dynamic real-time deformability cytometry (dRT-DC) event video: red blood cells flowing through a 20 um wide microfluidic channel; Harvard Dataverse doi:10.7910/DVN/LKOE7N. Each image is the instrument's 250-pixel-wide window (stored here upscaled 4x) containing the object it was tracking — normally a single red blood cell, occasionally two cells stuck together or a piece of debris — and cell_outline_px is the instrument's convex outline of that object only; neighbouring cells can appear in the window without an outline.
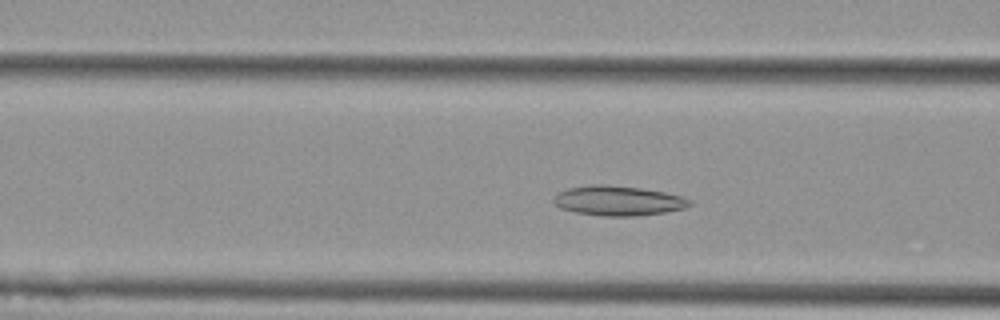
{"species": "Egyptian fruit bat (a non-hibernating species)", "species_latin": "Rousettus aegyptiacus", "temperature_condition": "cold", "stored_images_in_passage": 47, "camera_frame_rate_fps": 3000, "um_per_image_px": 0.085, "animal": {"sex": "female"}, "frame": {"image": 1, "passage_image": 14, "time_ms": 4.333, "image_size_px": [1000, 320], "cell_outline_px": [[692, 204], [684, 208], [664, 212], [636, 216], [600, 216], [576, 212], [560, 208], [552, 200], [552, 196], [556, 192], [568, 188], [592, 184], [608, 184], [640, 188], [664, 192], [680, 196], [692, 200]], "centroid_in_image_um": [52.49, 17.05], "position_along_channel_um": 114.1, "area_um2": 23.76}}
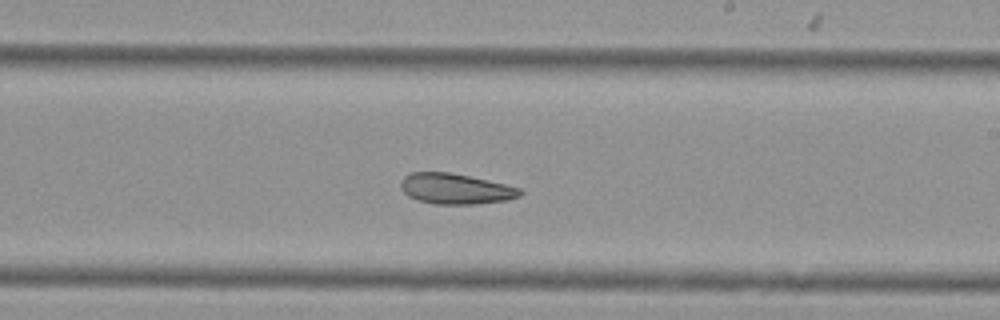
{"frame": {"image": 2, "passage_image": 25, "time_ms": 8.0, "image_size_px": [1000, 320], "cell_outline_px": [[524, 192], [520, 196], [508, 200], [476, 204], [436, 204], [416, 200], [408, 196], [400, 188], [400, 180], [404, 176], [412, 172], [448, 172], [468, 176], [504, 184], [520, 188]], "centroid_in_image_um": [38.7, 16.05], "position_along_channel_um": 250.3, "area_um2": 21.27}}
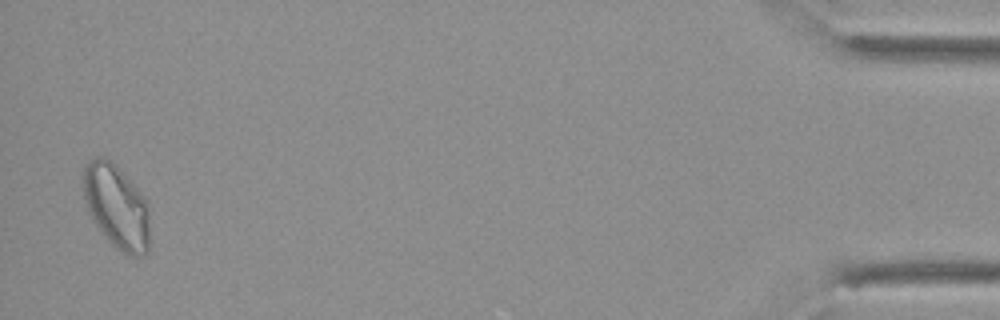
{"frame": {"image": 3, "passage_image": 46, "time_ms": 15.0, "image_size_px": [1000, 320], "cell_outline_px": [[148, 252], [140, 260], [128, 256], [116, 248], [108, 240], [96, 224], [88, 212], [84, 204], [84, 168], [88, 160], [96, 156], [100, 156], [112, 160], [120, 168], [144, 196], [148, 204]], "centroid_in_image_um": [9.91, 17.57], "position_along_channel_um": 425.3, "area_um2": 32.95}, "authors_computed_cell_mechanics": {"area_um2": 24.1026, "velocity_mm_per_s": 3.7236, "shape_relaxation_time_tau1_ms": null, "shape_relaxation_time_tau2_ms": 5.425, "deformation_change_tau1": null, "deformation_change_tau2": 0.1208}}